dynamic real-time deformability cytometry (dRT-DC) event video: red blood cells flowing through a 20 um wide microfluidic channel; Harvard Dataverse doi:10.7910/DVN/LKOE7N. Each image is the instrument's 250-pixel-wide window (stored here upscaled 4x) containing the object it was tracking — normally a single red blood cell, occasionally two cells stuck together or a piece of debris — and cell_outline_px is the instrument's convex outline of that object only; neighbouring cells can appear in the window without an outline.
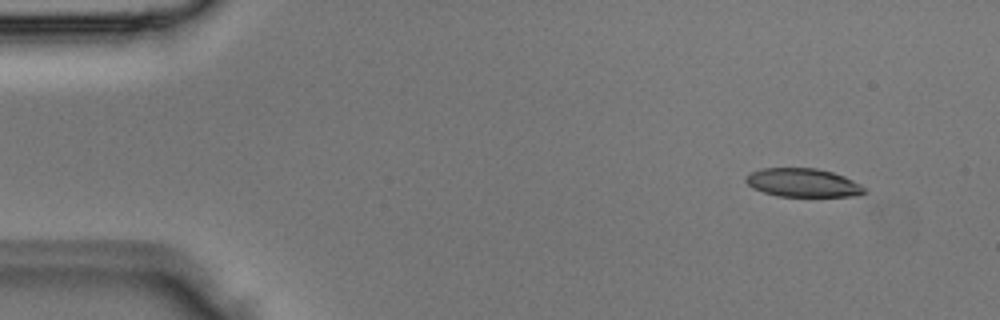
{"species": "Egyptian fruit bat (a non-hibernating species)", "species_latin": "Rousettus aegyptiacus", "temperature_condition": "room temperature", "stored_images_in_passage": 3, "camera_frame_rate_fps": 3000, "um_per_image_px": 0.085, "animal": {"sex": "male"}, "frame": {"image": 1, "passage_image": 1, "time_ms": 0.0, "image_size_px": [1000, 320], "cell_outline_px": [[868, 192], [852, 196], [776, 196], [752, 188], [744, 180], [744, 176], [760, 168], [816, 168], [832, 172], [844, 176], [860, 184]], "centroid_in_image_um": [68.21, 15.53], "position_along_channel_um": 16.8, "area_um2": 19.71}}